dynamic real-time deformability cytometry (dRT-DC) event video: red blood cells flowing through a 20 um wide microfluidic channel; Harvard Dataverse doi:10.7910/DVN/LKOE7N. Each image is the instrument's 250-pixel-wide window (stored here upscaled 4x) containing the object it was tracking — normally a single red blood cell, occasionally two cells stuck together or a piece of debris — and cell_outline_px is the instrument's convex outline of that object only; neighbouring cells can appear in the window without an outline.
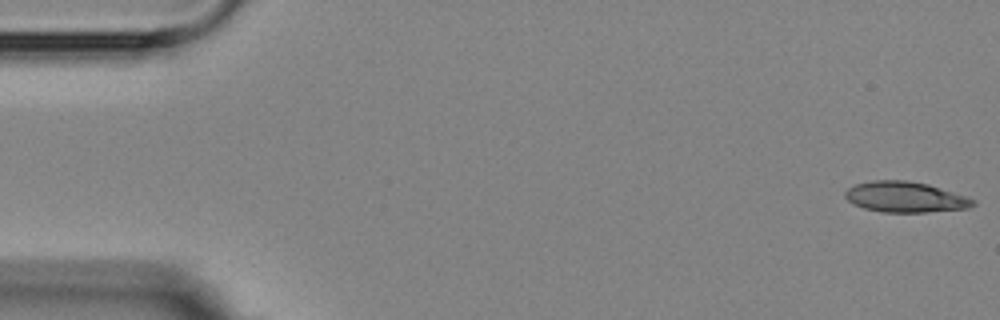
{"species": "Egyptian fruit bat (a non-hibernating species)", "species_latin": "Rousettus aegyptiacus", "temperature_condition": "room temperature", "stored_images_in_passage": 5, "camera_frame_rate_fps": 3000, "um_per_image_px": 0.085, "animal": {"sex": "female"}, "frame": {"image": 1, "passage_image": 1, "time_ms": 0.0, "image_size_px": [1000, 320], "cell_outline_px": [[976, 204], [968, 208], [924, 212], [884, 212], [864, 208], [852, 204], [844, 196], [844, 192], [848, 188], [856, 184], [872, 180], [904, 180], [928, 184], [976, 200]], "centroid_in_image_um": [76.91, 16.74], "position_along_channel_um": 8.1, "area_um2": 22.66}}
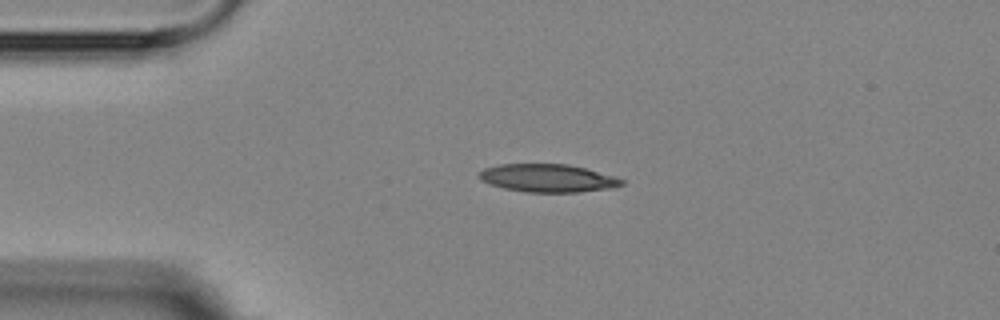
{"frame": {"image": 2, "passage_image": 3, "time_ms": 3.667, "image_size_px": [1000, 320], "cell_outline_px": [[624, 184], [612, 188], [576, 192], [528, 192], [504, 188], [480, 180], [476, 176], [484, 168], [500, 164], [568, 164], [584, 168], [612, 176], [624, 180]], "centroid_in_image_um": [46.53, 15.14], "position_along_channel_um": 38.5, "area_um2": 23.0}}
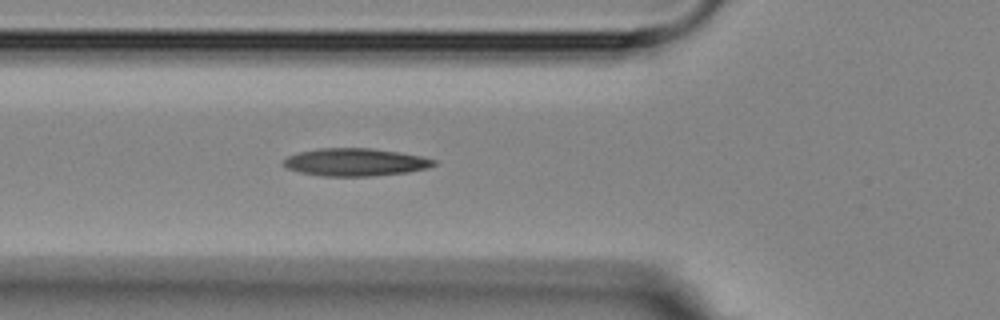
{"frame": {"image": 3, "passage_image": 5, "time_ms": 6.0, "image_size_px": [1000, 320], "cell_outline_px": [[436, 164], [428, 168], [408, 172], [376, 176], [320, 176], [300, 172], [288, 168], [280, 164], [288, 156], [300, 152], [316, 148], [372, 148], [400, 152], [420, 156], [436, 160]], "centroid_in_image_um": [30.2, 13.78], "position_along_channel_um": 95.6, "area_um2": 24.39}}